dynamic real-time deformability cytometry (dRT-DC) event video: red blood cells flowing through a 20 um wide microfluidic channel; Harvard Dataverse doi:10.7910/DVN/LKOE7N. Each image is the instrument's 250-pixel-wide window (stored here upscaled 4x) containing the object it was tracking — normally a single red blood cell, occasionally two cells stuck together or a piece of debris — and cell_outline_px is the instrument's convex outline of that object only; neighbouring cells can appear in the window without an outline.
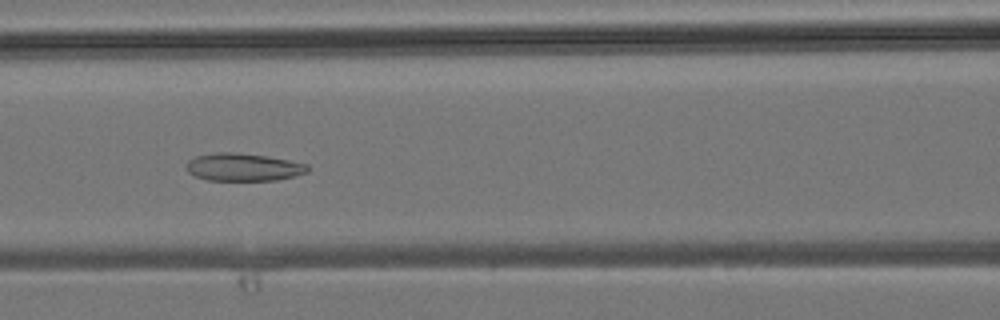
{"species": "common noctule bat (a hibernating species)", "species_latin": "Nyctalus noctula", "temperature_condition": "room temperature", "stored_images_in_passage": 41, "camera_frame_rate_fps": 3000, "um_per_image_px": 0.085, "animal": {"sex": "male", "body_mass_g": 19.2, "forearm_length_mm": 51.8}, "frame": {"image": 1, "passage_image": 17, "time_ms": 5.333, "image_size_px": [1000, 320], "cell_outline_px": [[308, 172], [296, 176], [276, 180], [208, 180], [196, 176], [188, 172], [188, 160], [196, 156], [216, 152], [232, 152], [268, 156], [308, 164]], "centroid_in_image_um": [20.71, 14.2], "position_along_channel_um": 145.9, "area_um2": 19.48}}
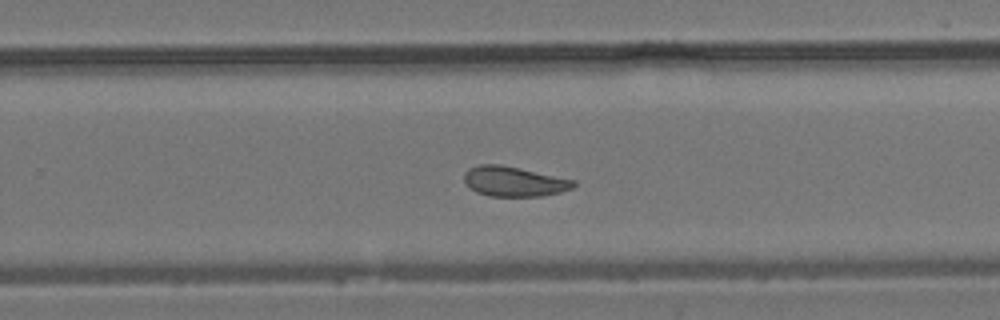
{"frame": {"image": 2, "passage_image": 26, "time_ms": 8.333, "image_size_px": [1000, 320], "cell_outline_px": [[576, 184], [572, 188], [560, 192], [540, 196], [488, 196], [476, 192], [464, 180], [464, 172], [468, 168], [480, 164], [500, 164], [576, 180]], "centroid_in_image_um": [43.69, 15.42], "position_along_channel_um": 286.1, "area_um2": 19.02}}
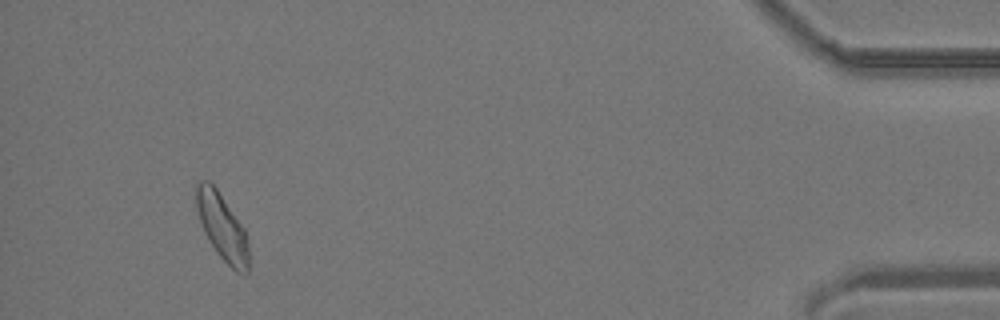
{"frame": {"image": 3, "passage_image": 39, "time_ms": 12.667, "image_size_px": [1000, 320], "cell_outline_px": [[248, 272], [244, 276], [236, 272], [216, 252], [208, 240], [204, 232], [196, 208], [196, 180], [208, 180], [216, 188], [244, 228], [248, 244]], "centroid_in_image_um": [18.87, 19.3], "position_along_channel_um": 416.3, "area_um2": 20.23}}